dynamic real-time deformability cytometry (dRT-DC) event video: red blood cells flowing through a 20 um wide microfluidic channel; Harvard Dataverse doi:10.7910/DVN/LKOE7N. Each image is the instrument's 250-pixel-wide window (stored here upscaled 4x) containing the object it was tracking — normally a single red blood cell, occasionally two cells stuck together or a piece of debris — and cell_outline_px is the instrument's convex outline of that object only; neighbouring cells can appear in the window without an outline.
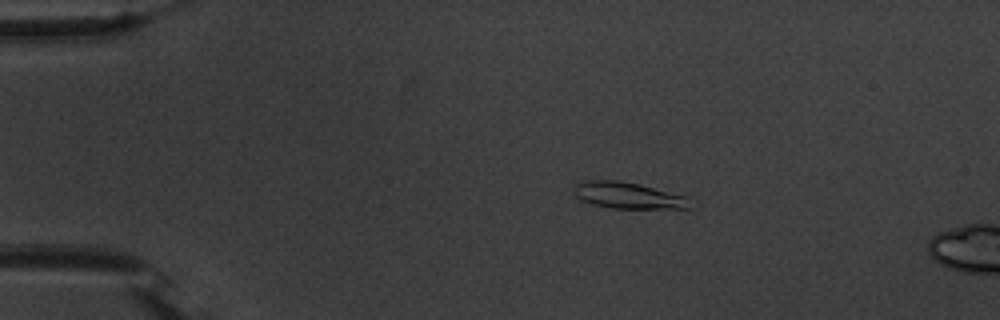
{"species": "common noctule bat (a hibernating species)", "species_latin": "Nyctalus noctula", "temperature_condition": "warm", "stored_images_in_passage": 10, "camera_frame_rate_fps": 3000, "um_per_image_px": 0.085, "animal": {"sex": "male", "body_mass_g": 20.1, "forearm_length_mm": 53.5}, "frame": {"image": 1, "passage_image": 5, "time_ms": 1.333, "image_size_px": [1000, 320], "cell_outline_px": [[696, 208], [692, 212], [612, 208], [592, 204], [580, 200], [572, 192], [572, 184], [580, 180], [616, 180], [640, 184], [684, 196]], "centroid_in_image_um": [53.5, 16.67], "position_along_channel_um": 31.5, "area_um2": 19.25}}